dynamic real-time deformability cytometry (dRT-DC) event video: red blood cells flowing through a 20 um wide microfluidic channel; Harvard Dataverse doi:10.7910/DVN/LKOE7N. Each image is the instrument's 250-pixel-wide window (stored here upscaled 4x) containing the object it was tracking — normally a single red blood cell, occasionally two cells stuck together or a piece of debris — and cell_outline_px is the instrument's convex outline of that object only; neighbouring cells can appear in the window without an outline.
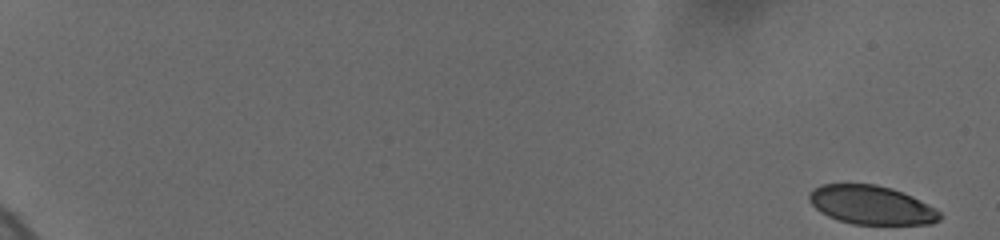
{"species": "human", "species_latin": "Homo sapiens", "temperature_condition": "cold", "stored_images_in_passage": 47, "camera_frame_rate_fps": 3000, "um_per_image_px": 0.085, "donor": {"sex": "female"}, "frame": {"image": 1, "passage_image": 1, "time_ms": 0.0, "image_size_px": [1000, 240], "cell_outline_px": [[940, 220], [932, 224], [852, 224], [828, 216], [820, 212], [808, 200], [808, 196], [820, 184], [876, 184], [892, 188], [912, 196], [936, 208], [940, 212]], "centroid_in_image_um": [74.09, 17.43], "position_along_channel_um": 10.9, "area_um2": 29.42}}
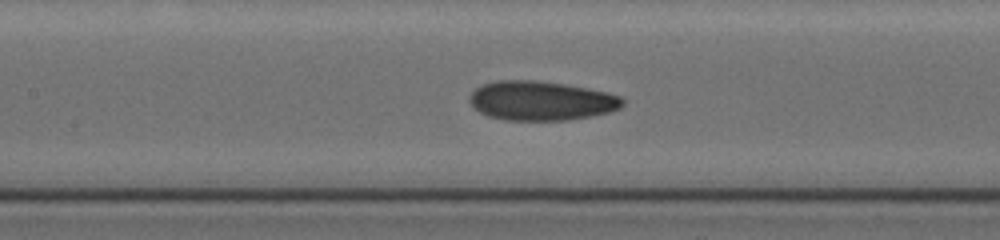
{"frame": {"image": 2, "passage_image": 25, "time_ms": 10.0, "image_size_px": [1000, 240], "cell_outline_px": [[624, 104], [620, 108], [608, 112], [592, 116], [568, 120], [504, 120], [488, 116], [472, 108], [468, 100], [468, 96], [476, 88], [484, 84], [496, 80], [536, 80], [564, 84], [588, 88], [608, 92], [620, 96], [624, 100]], "centroid_in_image_um": [45.97, 8.56], "position_along_channel_um": 161.4, "area_um2": 35.32}}
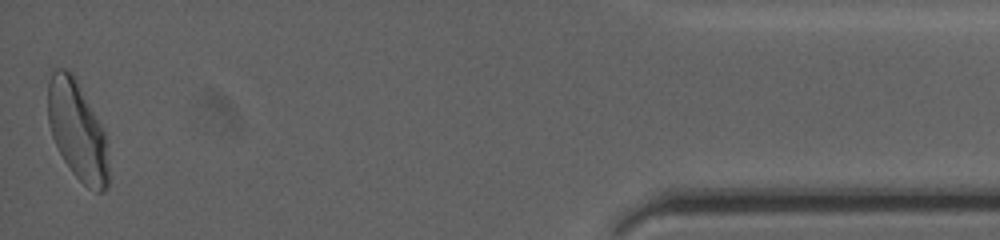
{"frame": {"image": 3, "passage_image": 47, "time_ms": 19.0, "image_size_px": [1000, 240], "cell_outline_px": [[108, 188], [104, 192], [96, 192], [88, 188], [72, 172], [64, 160], [52, 136], [48, 124], [48, 80], [52, 72], [56, 68], [68, 68], [72, 72], [100, 124], [104, 132], [108, 168]], "centroid_in_image_um": [6.55, 11.1], "position_along_channel_um": 428.6, "area_um2": 34.56}, "authors_computed_cell_mechanics": {"area_um2": 33.3506, "velocity_mm_per_s": 3.686, "shape_relaxation_time_tau1_ms": 4.9698, "shape_relaxation_time_tau2_ms": 1.9606, "deformation_change_tau1": 0.1437, "deformation_change_tau2": 0.0691}}